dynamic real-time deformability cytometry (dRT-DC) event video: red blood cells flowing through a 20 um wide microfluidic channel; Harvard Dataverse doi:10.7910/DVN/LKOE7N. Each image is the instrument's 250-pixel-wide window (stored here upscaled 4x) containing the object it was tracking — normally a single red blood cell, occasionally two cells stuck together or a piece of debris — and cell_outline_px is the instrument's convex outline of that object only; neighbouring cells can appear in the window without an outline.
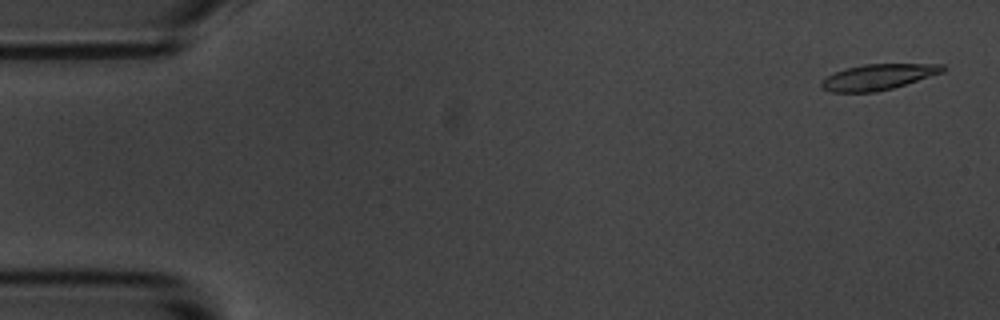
{"species": "common noctule bat (a hibernating species)", "species_latin": "Nyctalus noctula", "temperature_condition": "room temperature", "stored_images_in_passage": 4, "camera_frame_rate_fps": 3000, "um_per_image_px": 0.085, "animal": {"sex": "male", "body_mass_g": 20.1, "forearm_length_mm": 53.5}, "frame": {"image": 1, "passage_image": 1, "time_ms": 0.0, "image_size_px": [1000, 320], "cell_outline_px": [[948, 68], [944, 72], [892, 88], [876, 92], [832, 92], [820, 88], [820, 84], [828, 76], [836, 72], [848, 68], [864, 64], [944, 64]], "centroid_in_image_um": [74.68, 6.54], "position_along_channel_um": 10.3, "area_um2": 18.03}}